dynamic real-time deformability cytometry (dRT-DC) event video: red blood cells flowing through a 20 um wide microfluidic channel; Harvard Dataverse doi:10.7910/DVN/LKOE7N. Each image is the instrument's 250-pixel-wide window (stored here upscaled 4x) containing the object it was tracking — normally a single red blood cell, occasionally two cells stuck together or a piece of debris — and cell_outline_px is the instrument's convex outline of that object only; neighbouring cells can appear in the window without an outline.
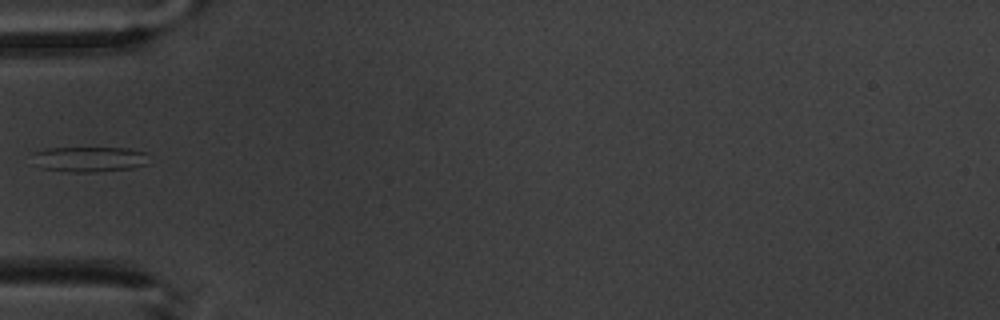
{"species": "common noctule bat (a hibernating species)", "species_latin": "Nyctalus noctula", "temperature_condition": "warm", "stored_images_in_passage": 4, "camera_frame_rate_fps": 3000, "um_per_image_px": 0.085, "animal": {"sex": "male", "body_mass_g": 20.1, "forearm_length_mm": 53.5}, "frame": {"image": 1, "passage_image": 3, "time_ms": 3.333, "image_size_px": [1000, 320], "cell_outline_px": [[148, 164], [132, 168], [96, 172], [68, 172], [40, 168], [32, 152], [44, 148], [128, 148], [148, 152]], "centroid_in_image_um": [7.64, 13.53], "position_along_channel_um": 77.4, "area_um2": 17.34}}
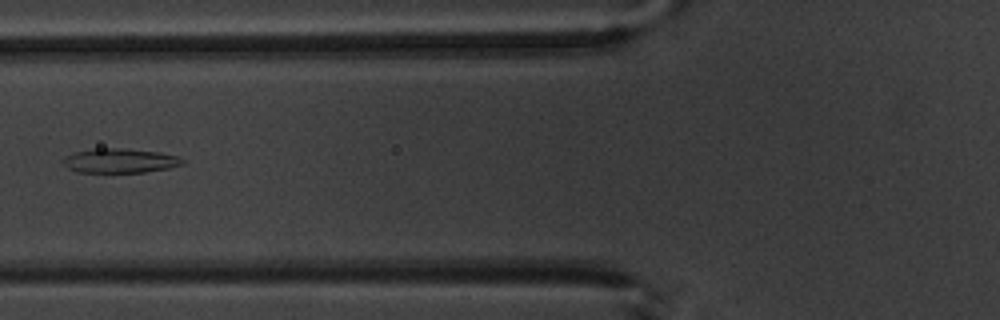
{"frame": {"image": 2, "passage_image": 4, "time_ms": 4.333, "image_size_px": [1000, 320], "cell_outline_px": [[184, 164], [168, 168], [144, 172], [76, 172], [68, 168], [64, 164], [64, 156], [72, 152], [96, 148], [120, 148], [160, 152], [180, 156], [184, 160]], "centroid_in_image_um": [10.2, 13.65], "position_along_channel_um": 115.6, "area_um2": 17.05}}